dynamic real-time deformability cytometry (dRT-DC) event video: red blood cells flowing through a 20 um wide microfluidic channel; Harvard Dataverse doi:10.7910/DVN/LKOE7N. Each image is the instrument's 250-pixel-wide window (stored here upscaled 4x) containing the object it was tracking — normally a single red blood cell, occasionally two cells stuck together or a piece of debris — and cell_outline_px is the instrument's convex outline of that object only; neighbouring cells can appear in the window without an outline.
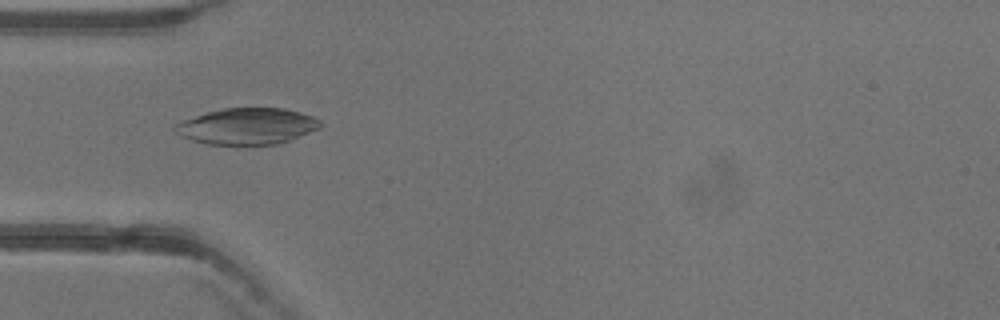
{"species": "common noctule bat (a hibernating species)", "species_latin": "Nyctalus noctula", "temperature_condition": "warm", "stored_images_in_passage": 30, "camera_frame_rate_fps": 3000, "um_per_image_px": 0.085, "animal": {"sex": "female"}, "frame": {"image": 1, "passage_image": 3, "time_ms": 0.667, "image_size_px": [1000, 320], "cell_outline_px": [[324, 124], [320, 128], [288, 140], [276, 144], [208, 144], [192, 140], [180, 136], [172, 128], [176, 124], [184, 120], [208, 112], [224, 108], [284, 108], [300, 112], [312, 116], [320, 120]], "centroid_in_image_um": [21.02, 10.72], "position_along_channel_um": 64.0, "area_um2": 30.4}}
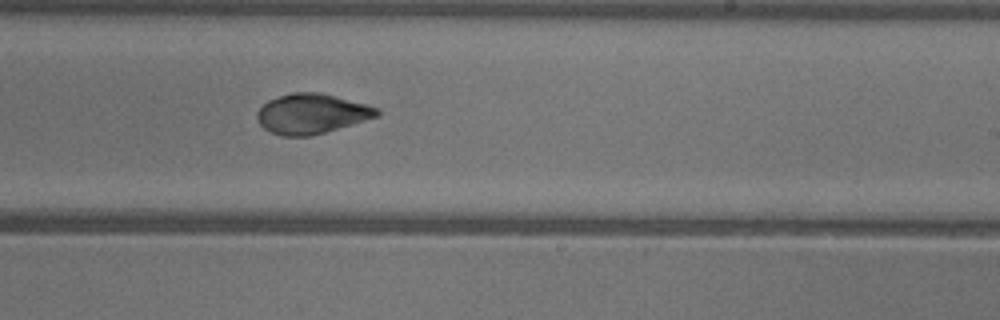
{"frame": {"image": 2, "passage_image": 18, "time_ms": 5.667, "image_size_px": [1000, 320], "cell_outline_px": [[380, 116], [324, 132], [308, 136], [284, 136], [272, 132], [264, 128], [260, 124], [256, 116], [256, 112], [268, 100], [292, 92], [320, 92], [336, 96], [380, 108]], "centroid_in_image_um": [26.5, 9.65], "position_along_channel_um": 262.5, "area_um2": 27.74}}
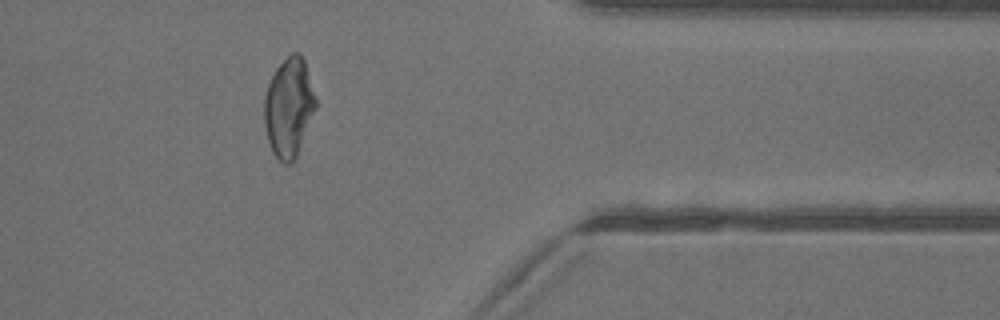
{"frame": {"image": 3, "passage_image": 29, "time_ms": 9.333, "image_size_px": [1000, 320], "cell_outline_px": [[316, 108], [296, 156], [288, 164], [284, 164], [272, 152], [268, 140], [264, 124], [264, 96], [268, 84], [276, 68], [292, 52], [300, 52], [304, 60], [316, 96]], "centroid_in_image_um": [24.55, 9.11], "position_along_channel_um": 386.9, "area_um2": 29.48}, "authors_computed_cell_mechanics": {"area_um2": 28.4665, "velocity_mm_per_s": 3.9634, "shape_relaxation_time_tau1_ms": 6.3514, "shape_relaxation_time_tau2_ms": 1.4178, "deformation_change_tau1": 0.1581, "deformation_change_tau2": 0.0568}}